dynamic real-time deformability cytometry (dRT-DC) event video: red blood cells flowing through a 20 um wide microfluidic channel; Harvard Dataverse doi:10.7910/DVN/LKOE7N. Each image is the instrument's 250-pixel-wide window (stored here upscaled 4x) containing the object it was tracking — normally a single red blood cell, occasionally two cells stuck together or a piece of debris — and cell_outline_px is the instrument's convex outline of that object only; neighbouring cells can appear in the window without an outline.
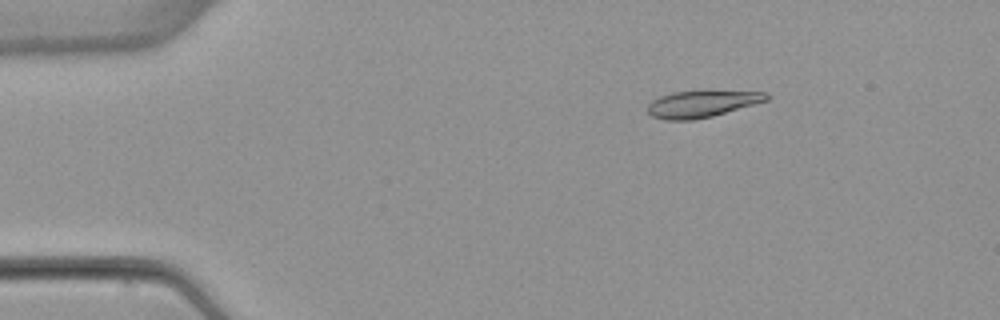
{"species": "common noctule bat (a hibernating species)", "species_latin": "Nyctalus noctula", "temperature_condition": "warm", "stored_images_in_passage": 49, "camera_frame_rate_fps": 3000, "um_per_image_px": 0.085, "animal": {"sex": "female", "body_mass_g": 22.7, "forearm_length_mm": 54.2}, "frame": {"image": 1, "passage_image": 5, "time_ms": 1.333, "image_size_px": [1000, 320], "cell_outline_px": [[772, 96], [768, 100], [712, 116], [692, 120], [664, 120], [652, 116], [648, 112], [648, 104], [652, 100], [660, 96], [672, 92], [712, 88], [768, 92]], "centroid_in_image_um": [59.73, 8.77], "position_along_channel_um": 25.3, "area_um2": 19.48}}
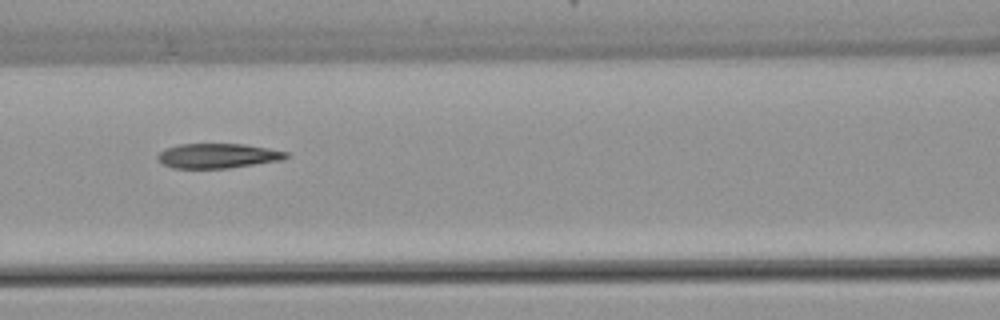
{"frame": {"image": 2, "passage_image": 20, "time_ms": 6.333, "image_size_px": [1000, 320], "cell_outline_px": [[288, 156], [284, 160], [228, 168], [172, 168], [164, 164], [156, 156], [160, 152], [168, 148], [180, 144], [244, 144], [268, 148], [288, 152]], "centroid_in_image_um": [18.55, 13.24], "position_along_channel_um": 148.0, "area_um2": 18.38}}
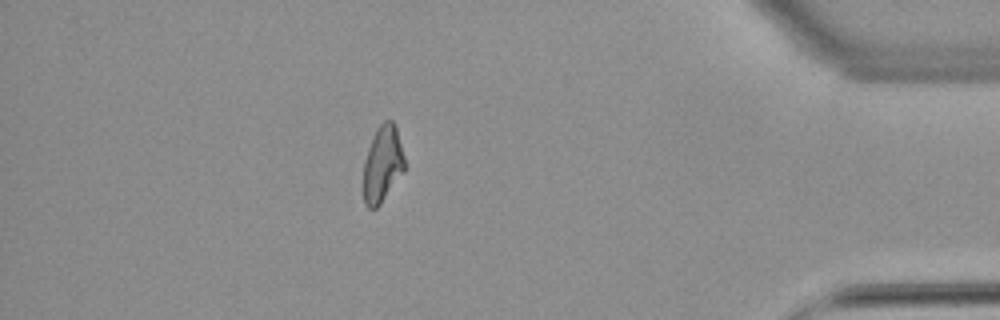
{"frame": {"image": 3, "passage_image": 43, "time_ms": 14.0, "image_size_px": [1000, 320], "cell_outline_px": [[404, 172], [380, 204], [376, 208], [368, 208], [364, 204], [364, 160], [368, 148], [376, 128], [384, 120], [392, 120], [396, 124], [404, 156]], "centroid_in_image_um": [32.52, 13.92], "position_along_channel_um": 402.7, "area_um2": 18.38}, "authors_computed_cell_mechanics": {"area_um2": 19.2474, "velocity_mm_per_s": 3.8836, "shape_relaxation_time_tau1_ms": null, "shape_relaxation_time_tau2_ms": 3.1579, "deformation_change_tau1": null, "deformation_change_tau2": 0.1087}}